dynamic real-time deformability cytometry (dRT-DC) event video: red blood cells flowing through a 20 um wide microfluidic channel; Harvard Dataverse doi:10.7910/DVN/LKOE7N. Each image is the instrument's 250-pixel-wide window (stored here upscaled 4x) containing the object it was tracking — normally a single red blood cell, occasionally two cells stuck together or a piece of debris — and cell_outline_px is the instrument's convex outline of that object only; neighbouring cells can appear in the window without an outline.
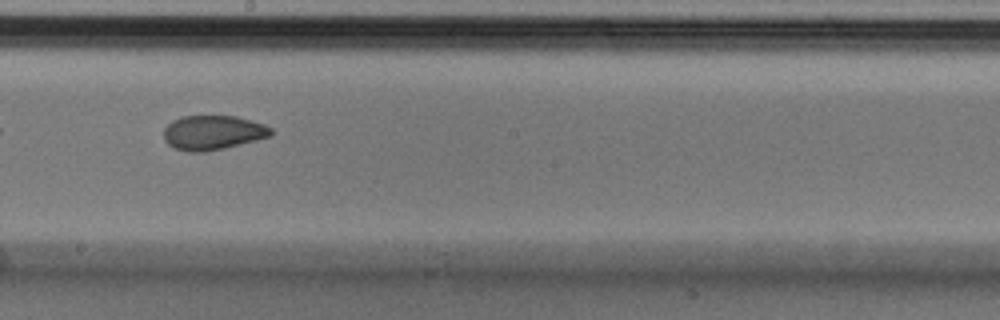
{"species": "Egyptian fruit bat (a non-hibernating species)", "species_latin": "Rousettus aegyptiacus", "temperature_condition": "cold", "stored_images_in_passage": 33, "camera_frame_rate_fps": 3000, "um_per_image_px": 0.085, "animal": {"sex": "male"}, "frame": {"image": 1, "passage_image": 15, "time_ms": 4.667, "image_size_px": [1000, 320], "cell_outline_px": [[272, 136], [224, 148], [204, 152], [188, 152], [172, 148], [164, 140], [164, 128], [172, 120], [180, 116], [236, 116], [252, 120], [264, 124], [272, 128]], "centroid_in_image_um": [18.08, 11.27], "position_along_channel_um": 230.1, "area_um2": 21.73}, "authors_computed_cell_mechanics": {"area_um2": 22.0796, "velocity_mm_per_s": 3.8011, "shape_relaxation_time_tau1_ms": 4.2603, "shape_relaxation_time_tau2_ms": 1.5586, "deformation_change_tau1": 0.1264, "deformation_change_tau2": 0.0638}}